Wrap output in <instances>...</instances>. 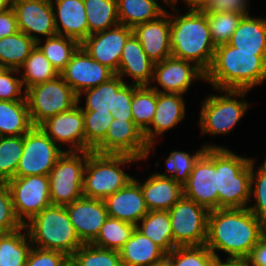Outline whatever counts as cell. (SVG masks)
I'll return each mask as SVG.
<instances>
[{
	"instance_id": "49",
	"label": "cell",
	"mask_w": 266,
	"mask_h": 266,
	"mask_svg": "<svg viewBox=\"0 0 266 266\" xmlns=\"http://www.w3.org/2000/svg\"><path fill=\"white\" fill-rule=\"evenodd\" d=\"M69 261L70 257L62 252L32 246L25 266H66Z\"/></svg>"
},
{
	"instance_id": "20",
	"label": "cell",
	"mask_w": 266,
	"mask_h": 266,
	"mask_svg": "<svg viewBox=\"0 0 266 266\" xmlns=\"http://www.w3.org/2000/svg\"><path fill=\"white\" fill-rule=\"evenodd\" d=\"M12 8L17 17L19 31L36 43L41 41L37 35L46 38L57 35L51 0H21L12 4Z\"/></svg>"
},
{
	"instance_id": "57",
	"label": "cell",
	"mask_w": 266,
	"mask_h": 266,
	"mask_svg": "<svg viewBox=\"0 0 266 266\" xmlns=\"http://www.w3.org/2000/svg\"><path fill=\"white\" fill-rule=\"evenodd\" d=\"M261 238L266 241V222L261 225Z\"/></svg>"
},
{
	"instance_id": "14",
	"label": "cell",
	"mask_w": 266,
	"mask_h": 266,
	"mask_svg": "<svg viewBox=\"0 0 266 266\" xmlns=\"http://www.w3.org/2000/svg\"><path fill=\"white\" fill-rule=\"evenodd\" d=\"M183 196L209 211L218 209L216 148H207L195 163L183 185Z\"/></svg>"
},
{
	"instance_id": "50",
	"label": "cell",
	"mask_w": 266,
	"mask_h": 266,
	"mask_svg": "<svg viewBox=\"0 0 266 266\" xmlns=\"http://www.w3.org/2000/svg\"><path fill=\"white\" fill-rule=\"evenodd\" d=\"M249 5L248 0H208L201 9L205 13L230 12L249 16Z\"/></svg>"
},
{
	"instance_id": "32",
	"label": "cell",
	"mask_w": 266,
	"mask_h": 266,
	"mask_svg": "<svg viewBox=\"0 0 266 266\" xmlns=\"http://www.w3.org/2000/svg\"><path fill=\"white\" fill-rule=\"evenodd\" d=\"M117 9L119 24L131 28L155 20L167 11L158 0H117Z\"/></svg>"
},
{
	"instance_id": "46",
	"label": "cell",
	"mask_w": 266,
	"mask_h": 266,
	"mask_svg": "<svg viewBox=\"0 0 266 266\" xmlns=\"http://www.w3.org/2000/svg\"><path fill=\"white\" fill-rule=\"evenodd\" d=\"M254 164L255 160L252 158L250 197L253 196L255 203L247 208L261 223H264L266 222V158L257 169Z\"/></svg>"
},
{
	"instance_id": "35",
	"label": "cell",
	"mask_w": 266,
	"mask_h": 266,
	"mask_svg": "<svg viewBox=\"0 0 266 266\" xmlns=\"http://www.w3.org/2000/svg\"><path fill=\"white\" fill-rule=\"evenodd\" d=\"M21 69H23V73ZM18 71L25 91L36 84L51 81L60 75L37 45Z\"/></svg>"
},
{
	"instance_id": "5",
	"label": "cell",
	"mask_w": 266,
	"mask_h": 266,
	"mask_svg": "<svg viewBox=\"0 0 266 266\" xmlns=\"http://www.w3.org/2000/svg\"><path fill=\"white\" fill-rule=\"evenodd\" d=\"M251 160L236 155L228 147L216 148L218 209L249 206Z\"/></svg>"
},
{
	"instance_id": "60",
	"label": "cell",
	"mask_w": 266,
	"mask_h": 266,
	"mask_svg": "<svg viewBox=\"0 0 266 266\" xmlns=\"http://www.w3.org/2000/svg\"><path fill=\"white\" fill-rule=\"evenodd\" d=\"M66 266H75L71 261H69Z\"/></svg>"
},
{
	"instance_id": "55",
	"label": "cell",
	"mask_w": 266,
	"mask_h": 266,
	"mask_svg": "<svg viewBox=\"0 0 266 266\" xmlns=\"http://www.w3.org/2000/svg\"><path fill=\"white\" fill-rule=\"evenodd\" d=\"M161 1L165 3L168 7H171V9H174L176 14L178 13L179 10L174 5H176L175 3H178L179 0H161Z\"/></svg>"
},
{
	"instance_id": "44",
	"label": "cell",
	"mask_w": 266,
	"mask_h": 266,
	"mask_svg": "<svg viewBox=\"0 0 266 266\" xmlns=\"http://www.w3.org/2000/svg\"><path fill=\"white\" fill-rule=\"evenodd\" d=\"M85 151H92L104 138L114 120L111 112L83 111Z\"/></svg>"
},
{
	"instance_id": "38",
	"label": "cell",
	"mask_w": 266,
	"mask_h": 266,
	"mask_svg": "<svg viewBox=\"0 0 266 266\" xmlns=\"http://www.w3.org/2000/svg\"><path fill=\"white\" fill-rule=\"evenodd\" d=\"M45 39L46 40H43V45H41V43H43L41 40L37 42V46L60 74L71 60L73 54L80 47V43L75 39L62 35H55Z\"/></svg>"
},
{
	"instance_id": "48",
	"label": "cell",
	"mask_w": 266,
	"mask_h": 266,
	"mask_svg": "<svg viewBox=\"0 0 266 266\" xmlns=\"http://www.w3.org/2000/svg\"><path fill=\"white\" fill-rule=\"evenodd\" d=\"M14 74L19 75V71L17 69L0 67V100H26V93L23 90L21 78L14 77Z\"/></svg>"
},
{
	"instance_id": "8",
	"label": "cell",
	"mask_w": 266,
	"mask_h": 266,
	"mask_svg": "<svg viewBox=\"0 0 266 266\" xmlns=\"http://www.w3.org/2000/svg\"><path fill=\"white\" fill-rule=\"evenodd\" d=\"M25 93L33 126H39L48 118L67 112L78 104V96L60 75L28 88Z\"/></svg>"
},
{
	"instance_id": "26",
	"label": "cell",
	"mask_w": 266,
	"mask_h": 266,
	"mask_svg": "<svg viewBox=\"0 0 266 266\" xmlns=\"http://www.w3.org/2000/svg\"><path fill=\"white\" fill-rule=\"evenodd\" d=\"M154 62H152L138 39L132 34L126 41L120 57L118 76H129L137 86H150L153 79Z\"/></svg>"
},
{
	"instance_id": "3",
	"label": "cell",
	"mask_w": 266,
	"mask_h": 266,
	"mask_svg": "<svg viewBox=\"0 0 266 266\" xmlns=\"http://www.w3.org/2000/svg\"><path fill=\"white\" fill-rule=\"evenodd\" d=\"M169 15L172 56L192 62L206 73L216 49L207 22V13L199 8H188V12L183 15Z\"/></svg>"
},
{
	"instance_id": "30",
	"label": "cell",
	"mask_w": 266,
	"mask_h": 266,
	"mask_svg": "<svg viewBox=\"0 0 266 266\" xmlns=\"http://www.w3.org/2000/svg\"><path fill=\"white\" fill-rule=\"evenodd\" d=\"M32 127L27 100H0V137L24 136Z\"/></svg>"
},
{
	"instance_id": "54",
	"label": "cell",
	"mask_w": 266,
	"mask_h": 266,
	"mask_svg": "<svg viewBox=\"0 0 266 266\" xmlns=\"http://www.w3.org/2000/svg\"><path fill=\"white\" fill-rule=\"evenodd\" d=\"M12 8L11 0H0V11Z\"/></svg>"
},
{
	"instance_id": "37",
	"label": "cell",
	"mask_w": 266,
	"mask_h": 266,
	"mask_svg": "<svg viewBox=\"0 0 266 266\" xmlns=\"http://www.w3.org/2000/svg\"><path fill=\"white\" fill-rule=\"evenodd\" d=\"M207 148H222V146L204 144L196 153L190 155L184 151H173L165 158L166 172L158 173V176L166 177L175 180L182 186L187 182L190 173L192 172L195 163L205 153Z\"/></svg>"
},
{
	"instance_id": "16",
	"label": "cell",
	"mask_w": 266,
	"mask_h": 266,
	"mask_svg": "<svg viewBox=\"0 0 266 266\" xmlns=\"http://www.w3.org/2000/svg\"><path fill=\"white\" fill-rule=\"evenodd\" d=\"M78 103L67 112L48 118L39 128L65 152L85 151L83 110ZM68 148V149H67Z\"/></svg>"
},
{
	"instance_id": "36",
	"label": "cell",
	"mask_w": 266,
	"mask_h": 266,
	"mask_svg": "<svg viewBox=\"0 0 266 266\" xmlns=\"http://www.w3.org/2000/svg\"><path fill=\"white\" fill-rule=\"evenodd\" d=\"M89 35L119 24L117 0H83Z\"/></svg>"
},
{
	"instance_id": "27",
	"label": "cell",
	"mask_w": 266,
	"mask_h": 266,
	"mask_svg": "<svg viewBox=\"0 0 266 266\" xmlns=\"http://www.w3.org/2000/svg\"><path fill=\"white\" fill-rule=\"evenodd\" d=\"M139 183L149 211H169L183 197V186L175 180L158 176L155 172Z\"/></svg>"
},
{
	"instance_id": "10",
	"label": "cell",
	"mask_w": 266,
	"mask_h": 266,
	"mask_svg": "<svg viewBox=\"0 0 266 266\" xmlns=\"http://www.w3.org/2000/svg\"><path fill=\"white\" fill-rule=\"evenodd\" d=\"M209 210L183 196L169 210L173 243L176 246L205 245Z\"/></svg>"
},
{
	"instance_id": "56",
	"label": "cell",
	"mask_w": 266,
	"mask_h": 266,
	"mask_svg": "<svg viewBox=\"0 0 266 266\" xmlns=\"http://www.w3.org/2000/svg\"><path fill=\"white\" fill-rule=\"evenodd\" d=\"M227 266H246L243 262L227 260Z\"/></svg>"
},
{
	"instance_id": "34",
	"label": "cell",
	"mask_w": 266,
	"mask_h": 266,
	"mask_svg": "<svg viewBox=\"0 0 266 266\" xmlns=\"http://www.w3.org/2000/svg\"><path fill=\"white\" fill-rule=\"evenodd\" d=\"M37 43L21 31L0 40V67L17 69L29 57Z\"/></svg>"
},
{
	"instance_id": "51",
	"label": "cell",
	"mask_w": 266,
	"mask_h": 266,
	"mask_svg": "<svg viewBox=\"0 0 266 266\" xmlns=\"http://www.w3.org/2000/svg\"><path fill=\"white\" fill-rule=\"evenodd\" d=\"M19 31L17 17L13 8L0 11V40Z\"/></svg>"
},
{
	"instance_id": "24",
	"label": "cell",
	"mask_w": 266,
	"mask_h": 266,
	"mask_svg": "<svg viewBox=\"0 0 266 266\" xmlns=\"http://www.w3.org/2000/svg\"><path fill=\"white\" fill-rule=\"evenodd\" d=\"M108 217L125 221L135 226L148 213L139 183L134 178L104 200Z\"/></svg>"
},
{
	"instance_id": "6",
	"label": "cell",
	"mask_w": 266,
	"mask_h": 266,
	"mask_svg": "<svg viewBox=\"0 0 266 266\" xmlns=\"http://www.w3.org/2000/svg\"><path fill=\"white\" fill-rule=\"evenodd\" d=\"M140 159L129 155L91 152L86 161L83 178V196L104 200L125 187L134 178L122 170L128 163Z\"/></svg>"
},
{
	"instance_id": "42",
	"label": "cell",
	"mask_w": 266,
	"mask_h": 266,
	"mask_svg": "<svg viewBox=\"0 0 266 266\" xmlns=\"http://www.w3.org/2000/svg\"><path fill=\"white\" fill-rule=\"evenodd\" d=\"M75 266H123L117 250L83 244L70 257Z\"/></svg>"
},
{
	"instance_id": "9",
	"label": "cell",
	"mask_w": 266,
	"mask_h": 266,
	"mask_svg": "<svg viewBox=\"0 0 266 266\" xmlns=\"http://www.w3.org/2000/svg\"><path fill=\"white\" fill-rule=\"evenodd\" d=\"M92 151L64 152L50 171V201L68 205L83 196V178L88 155Z\"/></svg>"
},
{
	"instance_id": "22",
	"label": "cell",
	"mask_w": 266,
	"mask_h": 266,
	"mask_svg": "<svg viewBox=\"0 0 266 266\" xmlns=\"http://www.w3.org/2000/svg\"><path fill=\"white\" fill-rule=\"evenodd\" d=\"M182 94L157 92V105L150 126L143 132L144 139L148 144L146 158L149 152L154 151L156 137L170 129H174L185 118V102Z\"/></svg>"
},
{
	"instance_id": "53",
	"label": "cell",
	"mask_w": 266,
	"mask_h": 266,
	"mask_svg": "<svg viewBox=\"0 0 266 266\" xmlns=\"http://www.w3.org/2000/svg\"><path fill=\"white\" fill-rule=\"evenodd\" d=\"M207 1L208 0H183V3L185 4V2H186V7H185L186 9H188V8L201 9Z\"/></svg>"
},
{
	"instance_id": "17",
	"label": "cell",
	"mask_w": 266,
	"mask_h": 266,
	"mask_svg": "<svg viewBox=\"0 0 266 266\" xmlns=\"http://www.w3.org/2000/svg\"><path fill=\"white\" fill-rule=\"evenodd\" d=\"M205 80V73L192 62L173 56L154 64L150 87L157 92L184 94L196 80ZM159 84L161 88L153 86Z\"/></svg>"
},
{
	"instance_id": "2",
	"label": "cell",
	"mask_w": 266,
	"mask_h": 266,
	"mask_svg": "<svg viewBox=\"0 0 266 266\" xmlns=\"http://www.w3.org/2000/svg\"><path fill=\"white\" fill-rule=\"evenodd\" d=\"M266 80V52L238 51L226 44L216 46L205 81L215 90H251Z\"/></svg>"
},
{
	"instance_id": "1",
	"label": "cell",
	"mask_w": 266,
	"mask_h": 266,
	"mask_svg": "<svg viewBox=\"0 0 266 266\" xmlns=\"http://www.w3.org/2000/svg\"><path fill=\"white\" fill-rule=\"evenodd\" d=\"M261 225L248 208L211 210L205 245L217 260H221L217 251H224L227 260L243 262L261 238Z\"/></svg>"
},
{
	"instance_id": "18",
	"label": "cell",
	"mask_w": 266,
	"mask_h": 266,
	"mask_svg": "<svg viewBox=\"0 0 266 266\" xmlns=\"http://www.w3.org/2000/svg\"><path fill=\"white\" fill-rule=\"evenodd\" d=\"M115 75L111 69L92 59L81 46L60 73L77 96L84 90L107 82Z\"/></svg>"
},
{
	"instance_id": "58",
	"label": "cell",
	"mask_w": 266,
	"mask_h": 266,
	"mask_svg": "<svg viewBox=\"0 0 266 266\" xmlns=\"http://www.w3.org/2000/svg\"><path fill=\"white\" fill-rule=\"evenodd\" d=\"M211 266H227V260L224 262L221 260H216Z\"/></svg>"
},
{
	"instance_id": "61",
	"label": "cell",
	"mask_w": 266,
	"mask_h": 266,
	"mask_svg": "<svg viewBox=\"0 0 266 266\" xmlns=\"http://www.w3.org/2000/svg\"><path fill=\"white\" fill-rule=\"evenodd\" d=\"M17 1H21V0H11V3L14 4Z\"/></svg>"
},
{
	"instance_id": "11",
	"label": "cell",
	"mask_w": 266,
	"mask_h": 266,
	"mask_svg": "<svg viewBox=\"0 0 266 266\" xmlns=\"http://www.w3.org/2000/svg\"><path fill=\"white\" fill-rule=\"evenodd\" d=\"M82 94L86 95L85 106H81L83 111L111 112L114 119L133 121V84L128 85L120 76L115 75L97 87L84 90L78 96V103Z\"/></svg>"
},
{
	"instance_id": "25",
	"label": "cell",
	"mask_w": 266,
	"mask_h": 266,
	"mask_svg": "<svg viewBox=\"0 0 266 266\" xmlns=\"http://www.w3.org/2000/svg\"><path fill=\"white\" fill-rule=\"evenodd\" d=\"M51 3L57 35L75 39L81 44L89 36L84 1L51 0Z\"/></svg>"
},
{
	"instance_id": "23",
	"label": "cell",
	"mask_w": 266,
	"mask_h": 266,
	"mask_svg": "<svg viewBox=\"0 0 266 266\" xmlns=\"http://www.w3.org/2000/svg\"><path fill=\"white\" fill-rule=\"evenodd\" d=\"M132 30L152 62L158 63L172 56L170 47L171 25L168 11L155 20L134 26Z\"/></svg>"
},
{
	"instance_id": "39",
	"label": "cell",
	"mask_w": 266,
	"mask_h": 266,
	"mask_svg": "<svg viewBox=\"0 0 266 266\" xmlns=\"http://www.w3.org/2000/svg\"><path fill=\"white\" fill-rule=\"evenodd\" d=\"M157 105V91L133 84L131 111L135 125L144 132L151 124Z\"/></svg>"
},
{
	"instance_id": "31",
	"label": "cell",
	"mask_w": 266,
	"mask_h": 266,
	"mask_svg": "<svg viewBox=\"0 0 266 266\" xmlns=\"http://www.w3.org/2000/svg\"><path fill=\"white\" fill-rule=\"evenodd\" d=\"M141 223V224H140ZM169 211L157 210L148 213L136 225V229L150 238L166 254L175 247L171 228Z\"/></svg>"
},
{
	"instance_id": "52",
	"label": "cell",
	"mask_w": 266,
	"mask_h": 266,
	"mask_svg": "<svg viewBox=\"0 0 266 266\" xmlns=\"http://www.w3.org/2000/svg\"><path fill=\"white\" fill-rule=\"evenodd\" d=\"M243 263L246 266H266V241L260 238Z\"/></svg>"
},
{
	"instance_id": "21",
	"label": "cell",
	"mask_w": 266,
	"mask_h": 266,
	"mask_svg": "<svg viewBox=\"0 0 266 266\" xmlns=\"http://www.w3.org/2000/svg\"><path fill=\"white\" fill-rule=\"evenodd\" d=\"M65 208L81 243L91 244L108 218L104 201L82 196Z\"/></svg>"
},
{
	"instance_id": "45",
	"label": "cell",
	"mask_w": 266,
	"mask_h": 266,
	"mask_svg": "<svg viewBox=\"0 0 266 266\" xmlns=\"http://www.w3.org/2000/svg\"><path fill=\"white\" fill-rule=\"evenodd\" d=\"M243 17L241 14L230 12L207 13V22L214 44L218 46L228 43Z\"/></svg>"
},
{
	"instance_id": "40",
	"label": "cell",
	"mask_w": 266,
	"mask_h": 266,
	"mask_svg": "<svg viewBox=\"0 0 266 266\" xmlns=\"http://www.w3.org/2000/svg\"><path fill=\"white\" fill-rule=\"evenodd\" d=\"M136 226L134 224L108 217L100 229L94 246L119 251L130 239Z\"/></svg>"
},
{
	"instance_id": "28",
	"label": "cell",
	"mask_w": 266,
	"mask_h": 266,
	"mask_svg": "<svg viewBox=\"0 0 266 266\" xmlns=\"http://www.w3.org/2000/svg\"><path fill=\"white\" fill-rule=\"evenodd\" d=\"M119 253L123 266H154L166 260V253L136 228Z\"/></svg>"
},
{
	"instance_id": "15",
	"label": "cell",
	"mask_w": 266,
	"mask_h": 266,
	"mask_svg": "<svg viewBox=\"0 0 266 266\" xmlns=\"http://www.w3.org/2000/svg\"><path fill=\"white\" fill-rule=\"evenodd\" d=\"M148 150L143 132L134 121L114 119L105 138L92 150L99 154L129 155L145 160Z\"/></svg>"
},
{
	"instance_id": "59",
	"label": "cell",
	"mask_w": 266,
	"mask_h": 266,
	"mask_svg": "<svg viewBox=\"0 0 266 266\" xmlns=\"http://www.w3.org/2000/svg\"><path fill=\"white\" fill-rule=\"evenodd\" d=\"M154 266H169V265H168L167 261L165 260L162 263L154 265Z\"/></svg>"
},
{
	"instance_id": "33",
	"label": "cell",
	"mask_w": 266,
	"mask_h": 266,
	"mask_svg": "<svg viewBox=\"0 0 266 266\" xmlns=\"http://www.w3.org/2000/svg\"><path fill=\"white\" fill-rule=\"evenodd\" d=\"M31 247L25 226L15 232L0 235V266H25Z\"/></svg>"
},
{
	"instance_id": "41",
	"label": "cell",
	"mask_w": 266,
	"mask_h": 266,
	"mask_svg": "<svg viewBox=\"0 0 266 266\" xmlns=\"http://www.w3.org/2000/svg\"><path fill=\"white\" fill-rule=\"evenodd\" d=\"M23 147L24 136L0 137V183L15 177Z\"/></svg>"
},
{
	"instance_id": "4",
	"label": "cell",
	"mask_w": 266,
	"mask_h": 266,
	"mask_svg": "<svg viewBox=\"0 0 266 266\" xmlns=\"http://www.w3.org/2000/svg\"><path fill=\"white\" fill-rule=\"evenodd\" d=\"M32 246L59 251L71 257L83 244L63 205L51 204L24 225Z\"/></svg>"
},
{
	"instance_id": "13",
	"label": "cell",
	"mask_w": 266,
	"mask_h": 266,
	"mask_svg": "<svg viewBox=\"0 0 266 266\" xmlns=\"http://www.w3.org/2000/svg\"><path fill=\"white\" fill-rule=\"evenodd\" d=\"M5 184L11 192L15 214L23 225L51 205L48 176L14 177Z\"/></svg>"
},
{
	"instance_id": "7",
	"label": "cell",
	"mask_w": 266,
	"mask_h": 266,
	"mask_svg": "<svg viewBox=\"0 0 266 266\" xmlns=\"http://www.w3.org/2000/svg\"><path fill=\"white\" fill-rule=\"evenodd\" d=\"M217 91L225 94H210L202 101L199 120L202 135H228L249 110L250 105L244 99L248 90Z\"/></svg>"
},
{
	"instance_id": "19",
	"label": "cell",
	"mask_w": 266,
	"mask_h": 266,
	"mask_svg": "<svg viewBox=\"0 0 266 266\" xmlns=\"http://www.w3.org/2000/svg\"><path fill=\"white\" fill-rule=\"evenodd\" d=\"M132 34L131 27L118 24L105 31L89 35L80 46L92 59L117 74L122 49Z\"/></svg>"
},
{
	"instance_id": "47",
	"label": "cell",
	"mask_w": 266,
	"mask_h": 266,
	"mask_svg": "<svg viewBox=\"0 0 266 266\" xmlns=\"http://www.w3.org/2000/svg\"><path fill=\"white\" fill-rule=\"evenodd\" d=\"M24 225L17 218L11 192L5 183H0V235L15 232Z\"/></svg>"
},
{
	"instance_id": "12",
	"label": "cell",
	"mask_w": 266,
	"mask_h": 266,
	"mask_svg": "<svg viewBox=\"0 0 266 266\" xmlns=\"http://www.w3.org/2000/svg\"><path fill=\"white\" fill-rule=\"evenodd\" d=\"M64 152L39 126H33L24 135L23 153L15 177L48 176Z\"/></svg>"
},
{
	"instance_id": "29",
	"label": "cell",
	"mask_w": 266,
	"mask_h": 266,
	"mask_svg": "<svg viewBox=\"0 0 266 266\" xmlns=\"http://www.w3.org/2000/svg\"><path fill=\"white\" fill-rule=\"evenodd\" d=\"M228 44L238 51L266 52V19L244 16Z\"/></svg>"
},
{
	"instance_id": "43",
	"label": "cell",
	"mask_w": 266,
	"mask_h": 266,
	"mask_svg": "<svg viewBox=\"0 0 266 266\" xmlns=\"http://www.w3.org/2000/svg\"><path fill=\"white\" fill-rule=\"evenodd\" d=\"M216 260L206 245L177 246L166 254L169 266H211Z\"/></svg>"
}]
</instances>
